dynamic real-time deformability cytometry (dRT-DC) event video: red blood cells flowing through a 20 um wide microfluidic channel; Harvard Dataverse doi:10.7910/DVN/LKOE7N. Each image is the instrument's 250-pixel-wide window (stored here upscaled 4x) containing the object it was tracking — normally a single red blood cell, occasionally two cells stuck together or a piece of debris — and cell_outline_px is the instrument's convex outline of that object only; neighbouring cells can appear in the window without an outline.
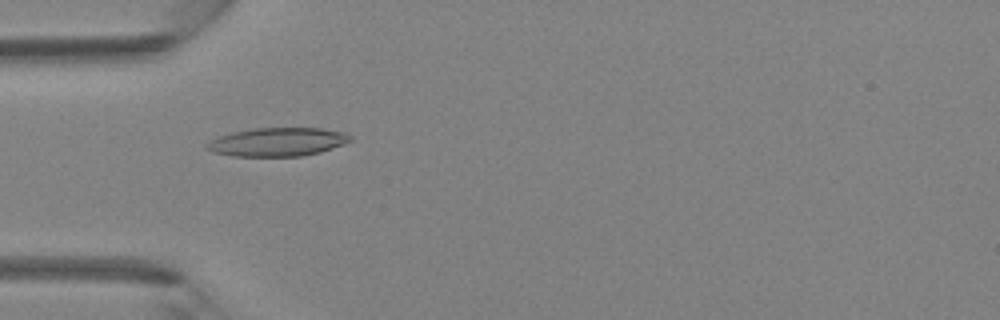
{"species": "Egyptian fruit bat (a non-hibernating species)", "species_latin": "Rousettus aegyptiacus", "temperature_condition": "room temperature", "stored_images_in_passage": 31, "camera_frame_rate_fps": 3000, "um_per_image_px": 0.085, "animal": {"sex": "female"}, "frame": {"image": 1, "passage_image": 2, "time_ms": 0.333, "image_size_px": [1000, 320], "cell_outline_px": [[352, 140], [344, 144], [320, 152], [300, 156], [232, 156], [212, 152], [204, 148], [204, 144], [220, 136], [232, 132], [252, 128], [320, 128], [344, 132], [352, 136]], "centroid_in_image_um": [23.57, 12.06], "position_along_channel_um": 61.4, "area_um2": 23.93}}
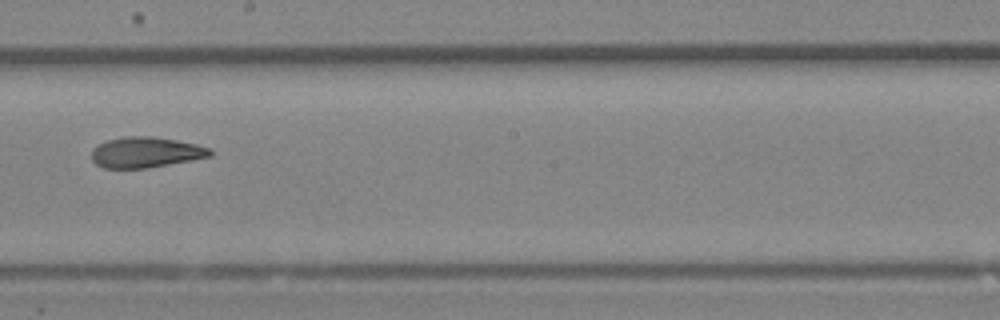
{"frame": {"image": 2, "passage_image": 13, "time_ms": 4.0, "image_size_px": [1000, 320], "cell_outline_px": [[212, 156], [192, 160], [148, 168], [104, 168], [96, 164], [92, 160], [92, 148], [108, 140], [124, 136], [152, 136], [176, 140], [196, 144], [208, 148], [212, 152]], "centroid_in_image_um": [12.38, 12.95], "position_along_channel_um": 235.8, "area_um2": 21.1}}
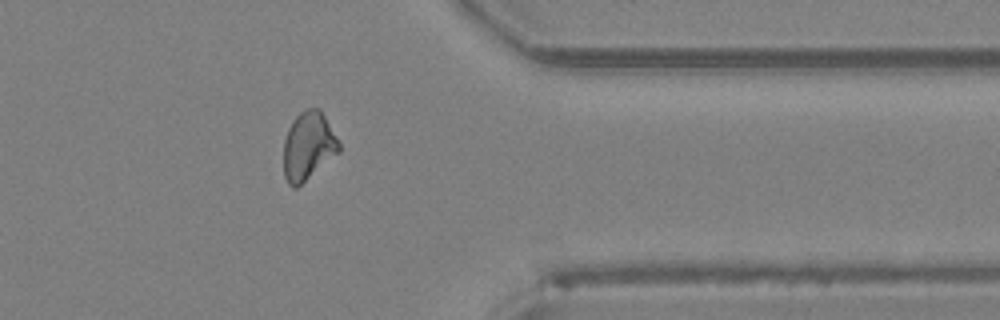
{"frame": {"image": 3, "passage_image": 23, "time_ms": 7.333, "image_size_px": [1000, 320], "cell_outline_px": [[340, 152], [296, 188], [292, 188], [288, 184], [284, 176], [284, 140], [288, 128], [292, 120], [300, 112], [308, 108], [320, 108], [340, 144]], "centroid_in_image_um": [26.19, 12.42], "position_along_channel_um": 385.2, "area_um2": 21.96}}